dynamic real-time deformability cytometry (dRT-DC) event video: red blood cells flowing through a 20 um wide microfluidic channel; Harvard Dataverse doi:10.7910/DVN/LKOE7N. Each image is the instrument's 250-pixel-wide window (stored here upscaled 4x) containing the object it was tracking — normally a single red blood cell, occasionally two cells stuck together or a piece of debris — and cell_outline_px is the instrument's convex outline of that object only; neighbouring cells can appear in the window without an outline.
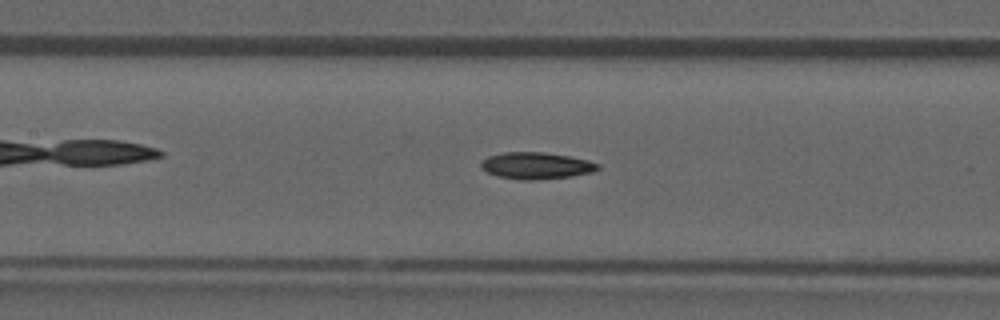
{"species": "common noctule bat (a hibernating species)", "species_latin": "Nyctalus noctula", "temperature_condition": "room temperature", "stored_images_in_passage": 52, "camera_frame_rate_fps": 3000, "um_per_image_px": 0.085, "animal": {"sex": "male", "forearm_length_mm": 52.5}, "frame": {"image": 1, "passage_image": 23, "time_ms": 7.333, "image_size_px": [1000, 320], "cell_outline_px": [[600, 168], [592, 172], [572, 176], [536, 180], [524, 180], [496, 176], [480, 168], [480, 164], [488, 156], [504, 152], [544, 152], [568, 156], [588, 160], [600, 164]], "centroid_in_image_um": [45.58, 14.08], "position_along_channel_um": 161.8, "area_um2": 18.21}, "authors_computed_cell_mechanics": {"area_um2": 17.8602, "velocity_mm_per_s": 3.8801, "shape_relaxation_time_tau1_ms": null, "shape_relaxation_time_tau2_ms": 9.3641, "deformation_change_tau1": null, "deformation_change_tau2": 0.1705}}